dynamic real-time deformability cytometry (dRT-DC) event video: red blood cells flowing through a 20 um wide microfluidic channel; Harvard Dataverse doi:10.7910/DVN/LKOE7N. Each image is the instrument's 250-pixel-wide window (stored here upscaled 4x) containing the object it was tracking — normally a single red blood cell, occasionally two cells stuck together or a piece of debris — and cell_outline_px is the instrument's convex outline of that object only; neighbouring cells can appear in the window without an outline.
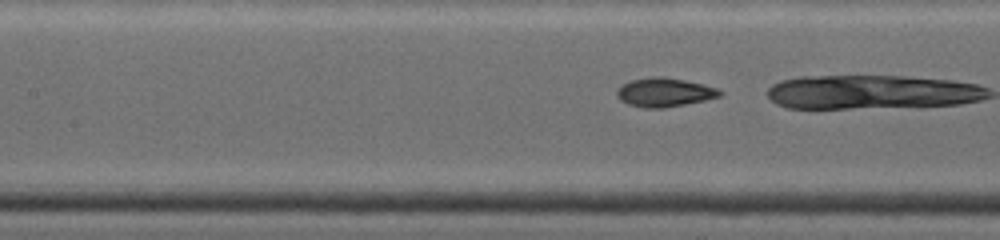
{"species": "common noctule bat (a hibernating species)", "species_latin": "Nyctalus noctula", "temperature_condition": "warm", "stored_images_in_passage": 11, "camera_frame_rate_fps": 4500, "um_per_image_px": 0.085, "animal": {"sex": "female", "body_mass_g": 19.0, "forearm_length_mm": 53.3}, "frame": {"image": 1, "passage_image": 7, "time_ms": 2.444, "image_size_px": [1000, 240], "cell_outline_px": [[720, 96], [704, 100], [664, 108], [644, 108], [628, 104], [620, 100], [616, 92], [624, 84], [632, 80], [652, 76], [660, 76], [684, 80], [716, 88], [720, 92]], "centroid_in_image_um": [56.44, 7.85], "position_along_channel_um": 151.0, "area_um2": 16.88}}